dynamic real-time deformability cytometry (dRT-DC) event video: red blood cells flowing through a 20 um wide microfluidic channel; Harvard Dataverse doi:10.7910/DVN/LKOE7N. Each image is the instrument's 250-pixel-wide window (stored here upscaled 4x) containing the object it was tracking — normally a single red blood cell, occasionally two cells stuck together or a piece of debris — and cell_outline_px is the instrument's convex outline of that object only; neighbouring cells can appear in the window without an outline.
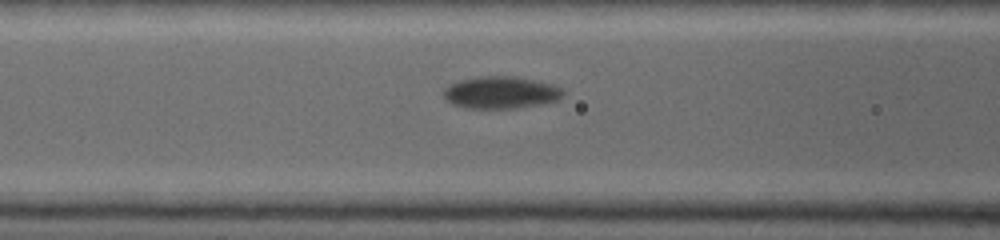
{"species": "common noctule bat (a hibernating species)", "species_latin": "Nyctalus noctula", "temperature_condition": "warm", "stored_images_in_passage": 12, "camera_frame_rate_fps": 5000, "um_per_image_px": 0.085, "animal": {"sex": "female", "body_mass_g": 19.0, "forearm_length_mm": 53.3}, "frame": {"image": 1, "passage_image": 6, "time_ms": 2.2, "image_size_px": [1000, 240], "cell_outline_px": [[564, 96], [560, 100], [520, 108], [464, 108], [448, 104], [444, 100], [444, 88], [448, 84], [460, 80], [476, 76], [516, 76], [556, 84], [564, 92]], "centroid_in_image_um": [42.56, 7.86], "position_along_channel_um": 124.0, "area_um2": 23.0}}
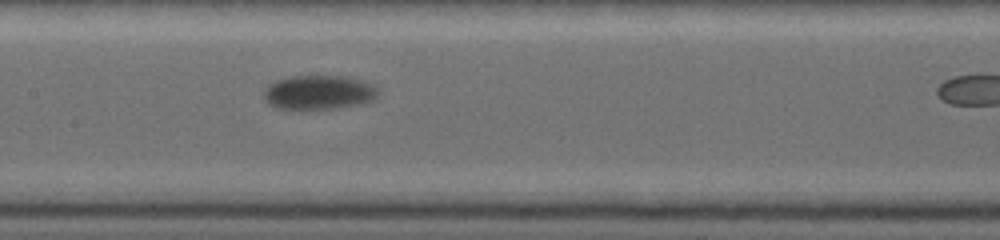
{"frame": {"image": 2, "passage_image": 9, "time_ms": 3.4, "image_size_px": [1000, 240], "cell_outline_px": [[380, 92], [372, 100], [356, 104], [332, 108], [276, 108], [268, 104], [264, 100], [264, 88], [268, 84], [276, 80], [292, 76], [340, 76], [356, 80], [368, 84], [376, 88]], "centroid_in_image_um": [27.0, 7.84], "position_along_channel_um": 180.4, "area_um2": 22.2}}